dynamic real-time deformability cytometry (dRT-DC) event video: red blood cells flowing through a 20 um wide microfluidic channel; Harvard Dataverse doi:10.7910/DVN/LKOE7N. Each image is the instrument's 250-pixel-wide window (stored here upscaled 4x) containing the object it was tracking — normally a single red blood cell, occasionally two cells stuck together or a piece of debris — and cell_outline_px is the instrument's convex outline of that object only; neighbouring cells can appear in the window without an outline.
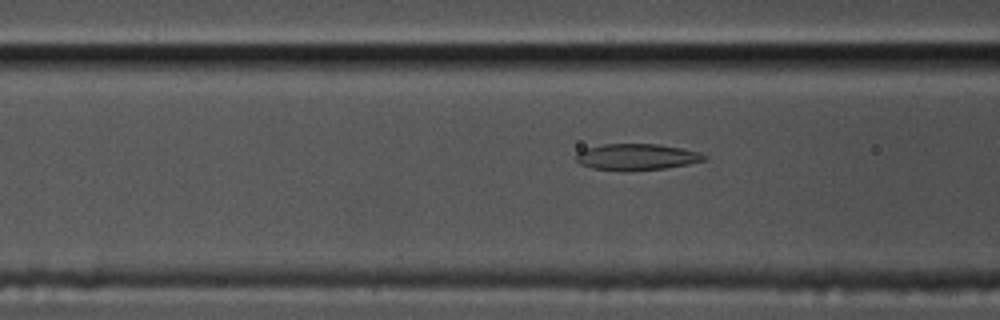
{"species": "common noctule bat (a hibernating species)", "species_latin": "Nyctalus noctula", "temperature_condition": "cold", "stored_images_in_passage": 49, "camera_frame_rate_fps": 3000, "um_per_image_px": 0.085, "animal": {"sex": "male", "body_mass_g": 17.5, "forearm_length_mm": 52.3}, "frame": {"image": 1, "passage_image": 21, "time_ms": 6.667, "image_size_px": [1000, 320], "cell_outline_px": [[708, 160], [688, 164], [664, 168], [592, 168], [580, 164], [576, 160], [576, 152], [584, 148], [604, 144], [660, 144], [700, 152], [708, 156]], "centroid_in_image_um": [54.15, 13.29], "position_along_channel_um": 112.4, "area_um2": 18.96}}
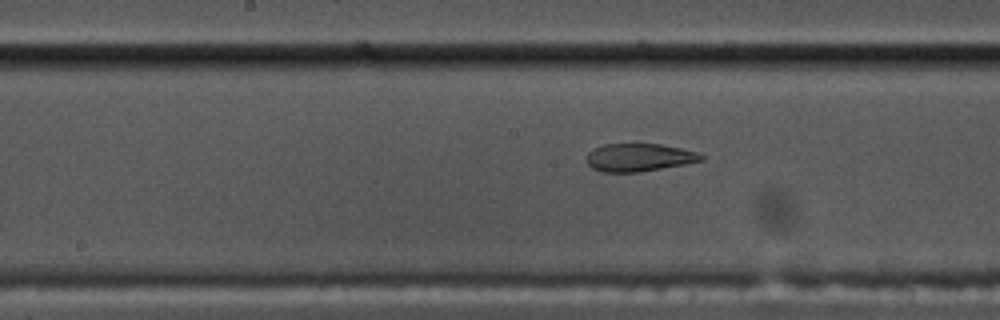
{"frame": {"image": 2, "passage_image": 28, "time_ms": 9.0, "image_size_px": [1000, 320], "cell_outline_px": [[704, 160], [684, 164], [640, 172], [604, 172], [592, 168], [588, 164], [588, 152], [592, 148], [604, 144], [660, 144], [700, 152], [704, 156]], "centroid_in_image_um": [54.33, 13.38], "position_along_channel_um": 193.9, "area_um2": 18.61}}
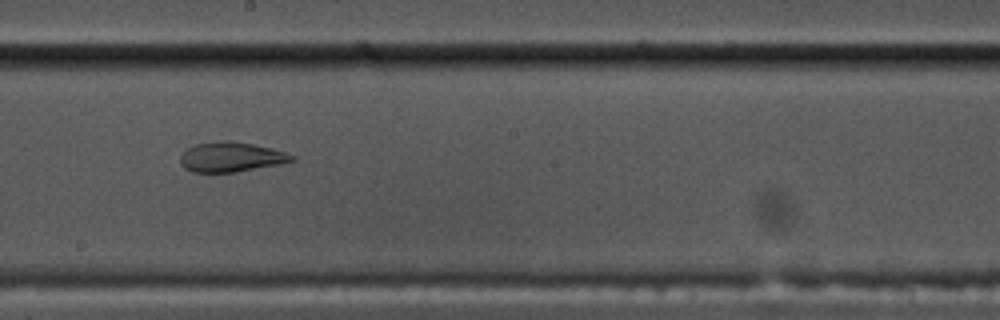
{"frame": {"image": 3, "passage_image": 31, "time_ms": 10.0, "image_size_px": [1000, 320], "cell_outline_px": [[296, 160], [280, 164], [236, 172], [192, 172], [184, 168], [180, 164], [180, 156], [188, 148], [196, 144], [224, 140], [228, 140], [252, 144], [272, 148], [296, 156]], "centroid_in_image_um": [19.65, 13.35], "position_along_channel_um": 228.6, "area_um2": 19.36}, "authors_computed_cell_mechanics": {"area_um2": 19.8832, "velocity_mm_per_s": 3.4961, "shape_relaxation_time_tau1_ms": null, "shape_relaxation_time_tau2_ms": 1.7697, "deformation_change_tau1": null, "deformation_change_tau2": 0.083}}